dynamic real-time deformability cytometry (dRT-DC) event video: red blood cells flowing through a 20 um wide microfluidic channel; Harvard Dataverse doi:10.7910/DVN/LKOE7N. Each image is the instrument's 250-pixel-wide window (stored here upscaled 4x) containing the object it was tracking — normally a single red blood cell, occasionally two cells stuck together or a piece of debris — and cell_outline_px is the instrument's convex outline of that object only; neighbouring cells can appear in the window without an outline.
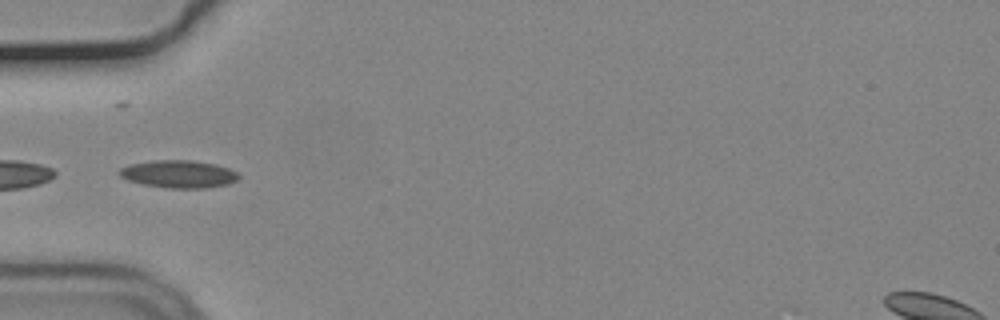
{"species": "common noctule bat (a hibernating species)", "species_latin": "Nyctalus noctula", "temperature_condition": "cold", "stored_images_in_passage": 3, "camera_frame_rate_fps": 3000, "um_per_image_px": 0.085, "animal": {"sex": "male", "body_mass_g": 19.2, "forearm_length_mm": 51.8}, "frame": {"image": 1, "passage_image": 1, "time_ms": 0.0, "image_size_px": [1000, 320], "cell_outline_px": [[240, 176], [236, 180], [228, 184], [204, 188], [168, 188], [144, 184], [128, 180], [120, 176], [116, 172], [120, 168], [128, 164], [152, 160], [192, 160], [216, 164], [228, 168], [236, 172]], "centroid_in_image_um": [15.15, 14.78], "position_along_channel_um": 69.8, "area_um2": 19.25}}